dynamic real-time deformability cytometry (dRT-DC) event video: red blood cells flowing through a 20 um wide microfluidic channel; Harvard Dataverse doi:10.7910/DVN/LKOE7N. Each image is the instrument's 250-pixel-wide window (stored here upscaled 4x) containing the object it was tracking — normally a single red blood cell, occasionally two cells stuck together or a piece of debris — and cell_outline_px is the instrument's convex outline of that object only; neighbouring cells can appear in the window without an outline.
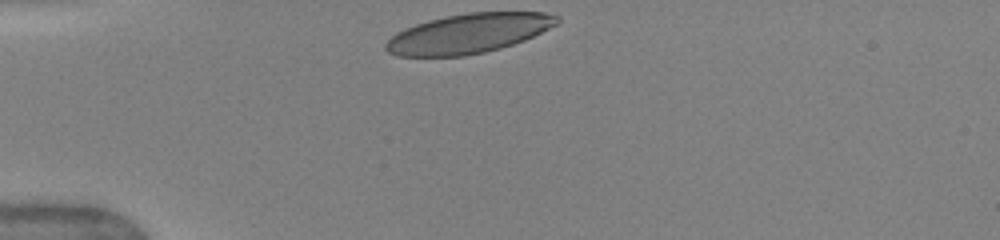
{"species": "human", "species_latin": "Homo sapiens", "temperature_condition": "warm", "stored_images_in_passage": 4, "camera_frame_rate_fps": 3000, "um_per_image_px": 0.085, "donor": {"sex": "female"}, "frame": {"image": 1, "passage_image": 1, "time_ms": 0.0, "image_size_px": [1000, 240], "cell_outline_px": [[560, 20], [556, 24], [524, 40], [500, 48], [484, 52], [464, 56], [396, 56], [388, 52], [384, 48], [384, 44], [396, 32], [404, 28], [428, 20], [444, 16], [468, 12], [544, 12], [560, 16]], "centroid_in_image_um": [39.78, 2.84], "position_along_channel_um": 45.2, "area_um2": 39.42}}